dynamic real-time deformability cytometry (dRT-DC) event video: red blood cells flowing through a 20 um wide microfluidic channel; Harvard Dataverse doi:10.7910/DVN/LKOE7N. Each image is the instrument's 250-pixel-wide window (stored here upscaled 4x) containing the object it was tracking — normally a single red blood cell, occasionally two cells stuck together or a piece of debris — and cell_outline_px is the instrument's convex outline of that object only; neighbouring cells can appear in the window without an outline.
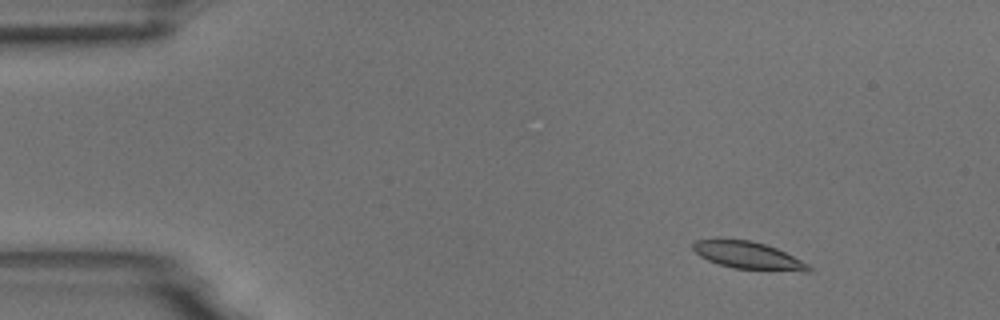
{"species": "common noctule bat (a hibernating species)", "species_latin": "Nyctalus noctula", "temperature_condition": "room temperature", "stored_images_in_passage": 6, "camera_frame_rate_fps": 3000, "um_per_image_px": 0.085, "animal": {"sex": "male", "body_mass_g": 18.8}, "frame": {"image": 1, "passage_image": 2, "time_ms": 0.333, "image_size_px": [1000, 320], "cell_outline_px": [[812, 272], [804, 272], [732, 268], [708, 260], [700, 256], [692, 248], [692, 244], [696, 240], [752, 240], [776, 248], [808, 264], [812, 268]], "centroid_in_image_um": [63.63, 21.73], "position_along_channel_um": 21.4, "area_um2": 18.15}}
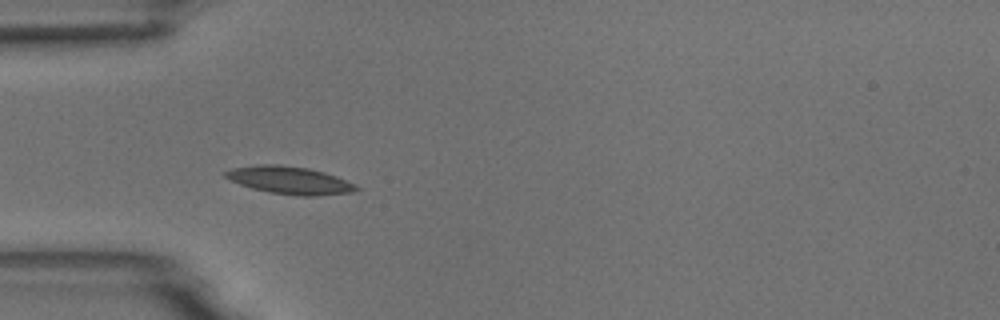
{"frame": {"image": 2, "passage_image": 5, "time_ms": 1.333, "image_size_px": [1000, 320], "cell_outline_px": [[360, 188], [352, 192], [316, 196], [300, 196], [268, 192], [252, 188], [240, 184], [224, 176], [224, 172], [232, 168], [256, 164], [280, 164], [308, 168], [324, 172], [336, 176]], "centroid_in_image_um": [24.59, 15.31], "position_along_channel_um": 60.4, "area_um2": 20.92}}